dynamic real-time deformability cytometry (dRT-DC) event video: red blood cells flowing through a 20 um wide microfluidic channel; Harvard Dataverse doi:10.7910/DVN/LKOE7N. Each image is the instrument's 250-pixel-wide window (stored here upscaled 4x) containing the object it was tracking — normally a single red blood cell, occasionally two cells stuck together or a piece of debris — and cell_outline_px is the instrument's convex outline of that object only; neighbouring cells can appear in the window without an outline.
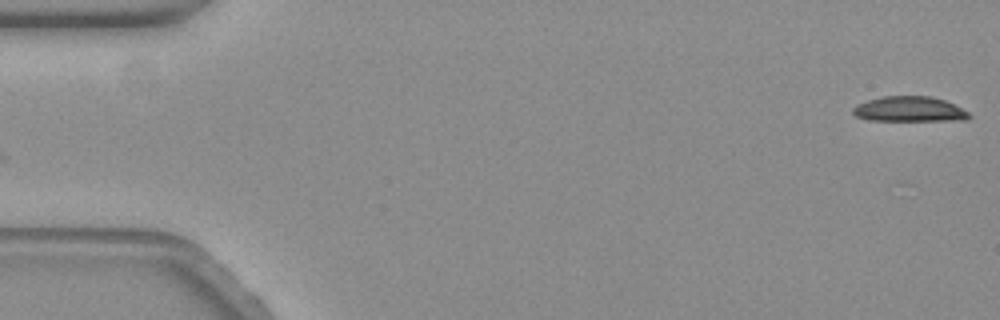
{"species": "common noctule bat (a hibernating species)", "species_latin": "Nyctalus noctula", "temperature_condition": "warm", "stored_images_in_passage": 36, "camera_frame_rate_fps": 3000, "um_per_image_px": 0.085, "animal": {"sex": "female", "body_mass_g": 19.3, "forearm_length_mm": 54.1}, "frame": {"image": 1, "passage_image": 1, "time_ms": 0.0, "image_size_px": [1000, 320], "cell_outline_px": [[972, 116], [968, 120], [868, 120], [856, 116], [852, 112], [852, 108], [856, 104], [868, 100], [884, 96], [932, 96], [944, 100], [968, 112]], "centroid_in_image_um": [77.28, 9.28], "position_along_channel_um": 7.7, "area_um2": 16.94}}